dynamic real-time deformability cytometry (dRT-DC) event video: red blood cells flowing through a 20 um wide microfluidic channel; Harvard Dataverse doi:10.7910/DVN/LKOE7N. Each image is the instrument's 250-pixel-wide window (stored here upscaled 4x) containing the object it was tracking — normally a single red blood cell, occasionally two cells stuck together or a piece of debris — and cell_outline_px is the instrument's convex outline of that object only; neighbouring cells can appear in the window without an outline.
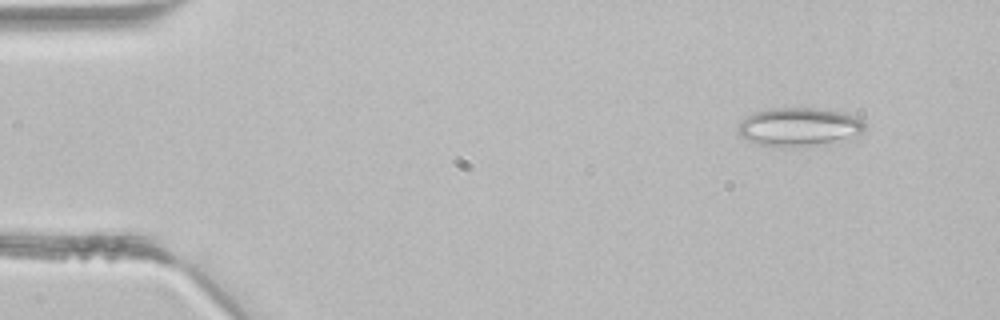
{"species": "common noctule bat (a hibernating species)", "species_latin": "Nyctalus noctula", "temperature_condition": "room temperature", "stored_images_in_passage": 4, "camera_frame_rate_fps": 3000, "um_per_image_px": 0.085, "animal": {"sex": "male", "body_mass_g": 21.5, "forearm_length_mm": 52.0}, "frame": {"image": 1, "passage_image": 1, "time_ms": 0.0, "image_size_px": [1000, 320], "cell_outline_px": [[868, 128], [856, 140], [832, 144], [800, 148], [780, 148], [756, 144], [740, 136], [736, 132], [736, 128], [740, 120], [756, 112], [772, 108], [820, 108], [840, 112], [856, 116], [864, 120], [868, 124]], "centroid_in_image_um": [68.03, 10.85], "position_along_channel_um": 17.0, "area_um2": 30.17}}
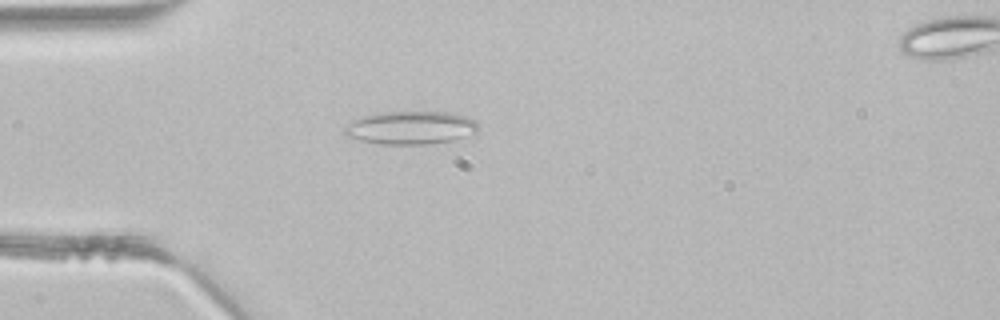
{"frame": {"image": 2, "passage_image": 3, "time_ms": 0.667, "image_size_px": [1000, 320], "cell_outline_px": [[480, 128], [476, 132], [452, 140], [428, 144], [380, 144], [360, 140], [344, 136], [344, 128], [352, 120], [360, 116], [380, 112], [452, 112], [476, 120]], "centroid_in_image_um": [34.88, 10.85], "position_along_channel_um": 50.1, "area_um2": 25.95}}